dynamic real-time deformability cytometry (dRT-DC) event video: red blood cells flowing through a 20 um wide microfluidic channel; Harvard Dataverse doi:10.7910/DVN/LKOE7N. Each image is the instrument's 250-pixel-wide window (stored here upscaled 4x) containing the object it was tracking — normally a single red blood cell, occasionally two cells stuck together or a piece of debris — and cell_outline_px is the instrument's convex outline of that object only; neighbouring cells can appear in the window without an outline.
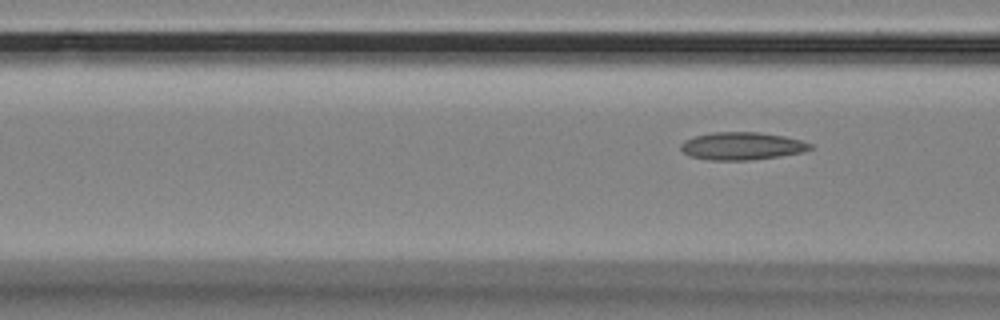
{"species": "Egyptian fruit bat (a non-hibernating species)", "species_latin": "Rousettus aegyptiacus", "temperature_condition": "room temperature", "stored_images_in_passage": 4, "segment_of_instrument_passage": [2, 2], "camera_frame_rate_fps": 3000, "um_per_image_px": 0.085, "animal": {"sex": "female"}, "frame": {"image": 1, "passage_image": 4, "time_ms": 1.0, "image_size_px": [1000, 320], "cell_outline_px": [[812, 148], [804, 152], [748, 160], [708, 160], [688, 156], [680, 148], [680, 144], [684, 140], [696, 136], [712, 132], [760, 132], [784, 136], [800, 140], [812, 144]], "centroid_in_image_um": [63.03, 12.41], "position_along_channel_um": 103.6, "area_um2": 20.81}}